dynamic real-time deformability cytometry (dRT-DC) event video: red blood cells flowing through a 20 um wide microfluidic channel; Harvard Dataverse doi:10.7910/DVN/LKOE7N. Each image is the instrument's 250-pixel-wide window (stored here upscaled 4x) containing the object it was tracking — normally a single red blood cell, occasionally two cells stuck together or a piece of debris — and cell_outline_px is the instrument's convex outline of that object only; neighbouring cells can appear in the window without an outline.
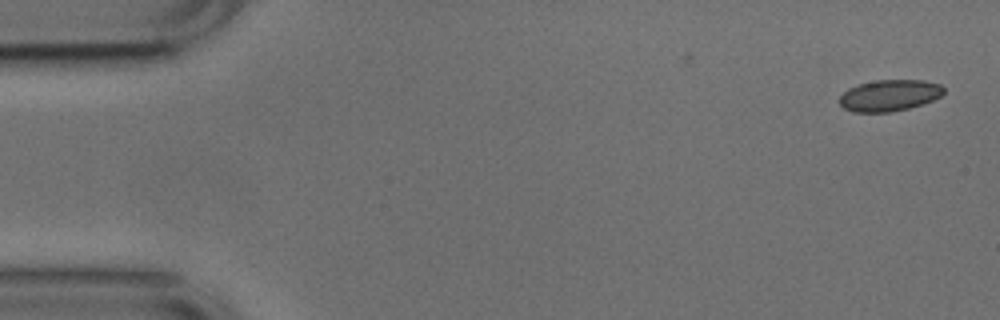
{"species": "common noctule bat (a hibernating species)", "species_latin": "Nyctalus noctula", "temperature_condition": "cold", "stored_images_in_passage": 52, "camera_frame_rate_fps": 3000, "um_per_image_px": 0.085, "animal": {"sex": "male", "body_mass_g": 17.9, "forearm_length_mm": 54.2}, "frame": {"image": 1, "passage_image": 1, "time_ms": 0.0, "image_size_px": [1000, 320], "cell_outline_px": [[944, 92], [940, 96], [924, 104], [892, 112], [852, 112], [844, 108], [840, 104], [840, 96], [848, 88], [860, 84], [876, 80], [924, 80], [940, 84], [944, 88]], "centroid_in_image_um": [75.61, 8.11], "position_along_channel_um": 9.4, "area_um2": 19.07}}
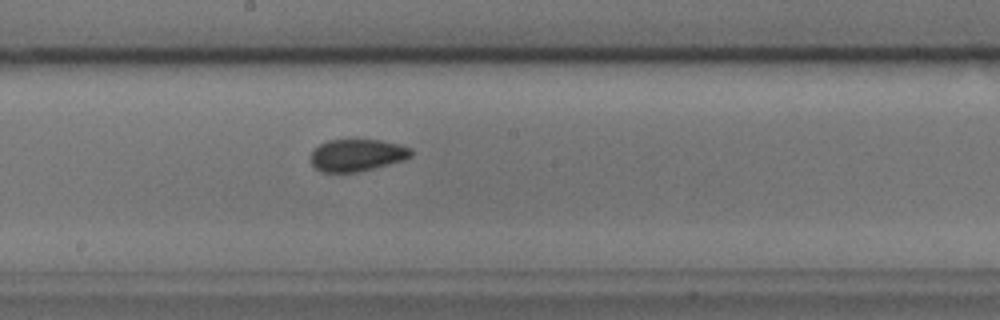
{"frame": {"image": 2, "passage_image": 27, "time_ms": 8.667, "image_size_px": [1000, 320], "cell_outline_px": [[412, 156], [404, 160], [356, 172], [320, 172], [312, 164], [312, 152], [320, 144], [328, 140], [380, 140], [400, 144], [412, 148]], "centroid_in_image_um": [30.37, 13.18], "position_along_channel_um": 217.8, "area_um2": 18.61}}
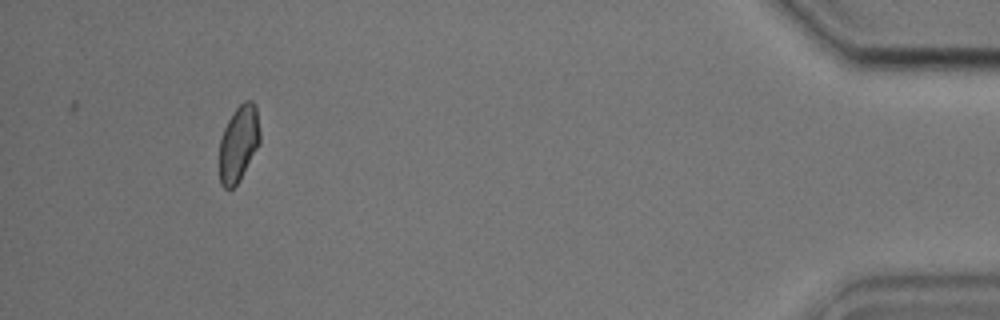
{"frame": {"image": 3, "passage_image": 48, "time_ms": 15.667, "image_size_px": [1000, 320], "cell_outline_px": [[260, 144], [240, 180], [232, 188], [224, 188], [220, 184], [220, 140], [224, 128], [232, 112], [244, 100], [252, 100], [256, 104], [260, 132]], "centroid_in_image_um": [20.3, 12.17], "position_along_channel_um": 414.9, "area_um2": 18.15}, "authors_computed_cell_mechanics": {"area_um2": 19.0451, "velocity_mm_per_s": 3.7828, "shape_relaxation_time_tau1_ms": null, "shape_relaxation_time_tau2_ms": 2.2672, "deformation_change_tau1": null, "deformation_change_tau2": 0.0548}}